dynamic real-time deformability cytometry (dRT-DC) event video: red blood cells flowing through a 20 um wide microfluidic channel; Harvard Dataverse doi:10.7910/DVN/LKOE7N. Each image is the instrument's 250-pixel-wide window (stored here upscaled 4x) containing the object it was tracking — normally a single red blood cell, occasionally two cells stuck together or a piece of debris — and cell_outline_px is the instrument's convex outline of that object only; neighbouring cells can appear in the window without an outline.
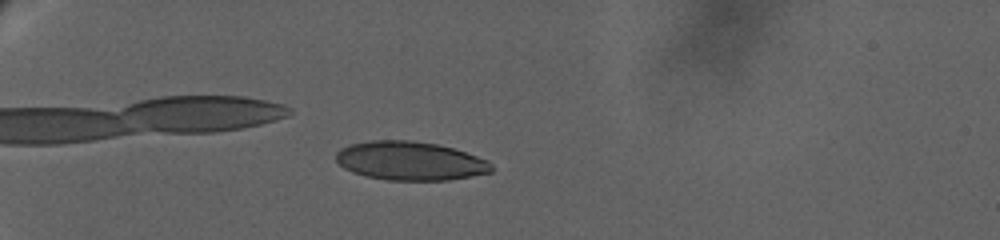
{"species": "human", "species_latin": "Homo sapiens", "temperature_condition": "warm", "stored_images_in_passage": 103, "camera_frame_rate_fps": 3000, "um_per_image_px": 0.085, "donor": {"sex": "female"}, "frame": {"image": 1, "passage_image": 34, "time_ms": 8.333, "image_size_px": [1000, 240], "cell_outline_px": [[492, 172], [472, 176], [448, 180], [388, 180], [364, 176], [352, 172], [344, 168], [336, 160], [336, 152], [340, 148], [348, 144], [372, 140], [412, 140], [436, 144], [452, 148], [488, 160], [492, 164]], "centroid_in_image_um": [34.83, 13.67], "position_along_channel_um": 50.2, "area_um2": 35.2}}
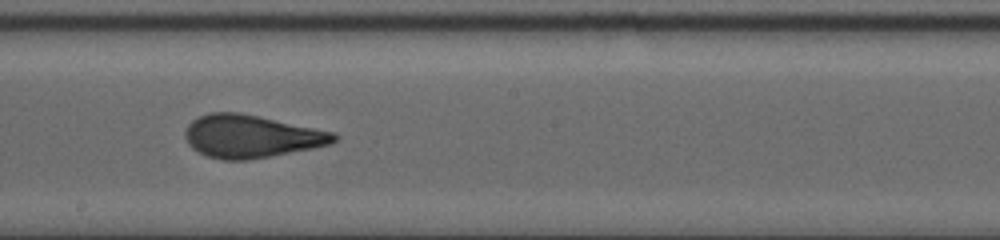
{"frame": {"image": 2, "passage_image": 65, "time_ms": 16.0, "image_size_px": [1000, 240], "cell_outline_px": [[340, 136], [332, 144], [312, 148], [248, 160], [224, 160], [208, 156], [192, 148], [188, 144], [184, 136], [184, 132], [188, 124], [192, 120], [208, 112], [236, 112], [336, 132]], "centroid_in_image_um": [21.35, 11.59], "position_along_channel_um": 226.9, "area_um2": 36.93}}
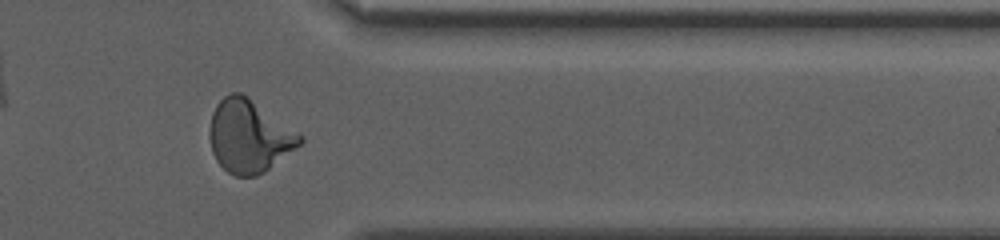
{"frame": {"image": 3, "passage_image": 88, "time_ms": 21.667, "image_size_px": [1000, 240], "cell_outline_px": [[304, 140], [300, 144], [264, 172], [256, 176], [236, 176], [228, 172], [216, 160], [212, 152], [208, 136], [208, 132], [212, 112], [216, 104], [224, 96], [232, 92], [240, 92], [304, 136]], "centroid_in_image_um": [21.13, 11.58], "position_along_channel_um": 390.3, "area_um2": 37.92}, "authors_computed_cell_mechanics": {"area_um2": 36.0094, "velocity_mm_per_s": 2.9434, "shape_relaxation_time_tau1_ms": 9.8183, "shape_relaxation_time_tau2_ms": 1.0278, "deformation_change_tau1": 0.2664, "deformation_change_tau2": 0.0883}}